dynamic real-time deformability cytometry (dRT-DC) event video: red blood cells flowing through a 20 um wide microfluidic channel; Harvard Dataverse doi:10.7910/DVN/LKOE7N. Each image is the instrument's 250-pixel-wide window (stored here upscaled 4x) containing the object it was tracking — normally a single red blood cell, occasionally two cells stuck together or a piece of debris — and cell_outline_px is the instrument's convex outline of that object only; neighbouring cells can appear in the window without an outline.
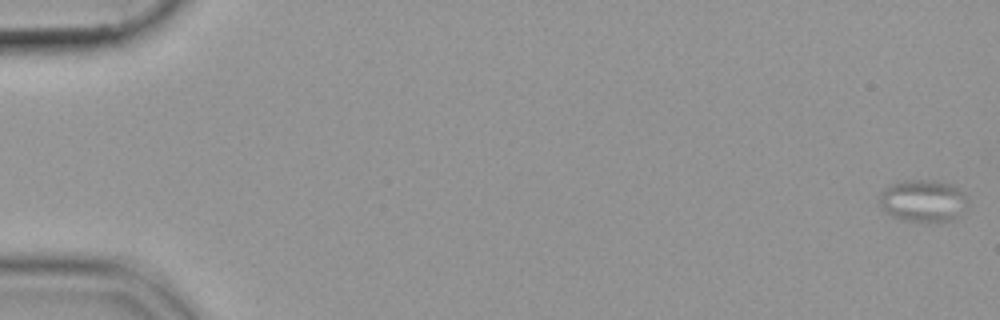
{"species": "common noctule bat (a hibernating species)", "species_latin": "Nyctalus noctula", "temperature_condition": "cold", "stored_images_in_passage": 59, "segment_of_instrument_passage": [1, 2], "camera_frame_rate_fps": 3000, "um_per_image_px": 0.085, "animal": {"sex": "female", "body_mass_g": 19.9}, "frame": {"image": 1, "passage_image": 1, "time_ms": 0.0, "image_size_px": [1000, 320], "cell_outline_px": [[968, 204], [956, 216], [948, 220], [908, 220], [892, 216], [880, 204], [880, 192], [888, 184], [900, 180], [936, 180], [952, 184], [964, 192], [968, 200]], "centroid_in_image_um": [78.45, 17.0], "position_along_channel_um": 6.5, "area_um2": 21.33}}
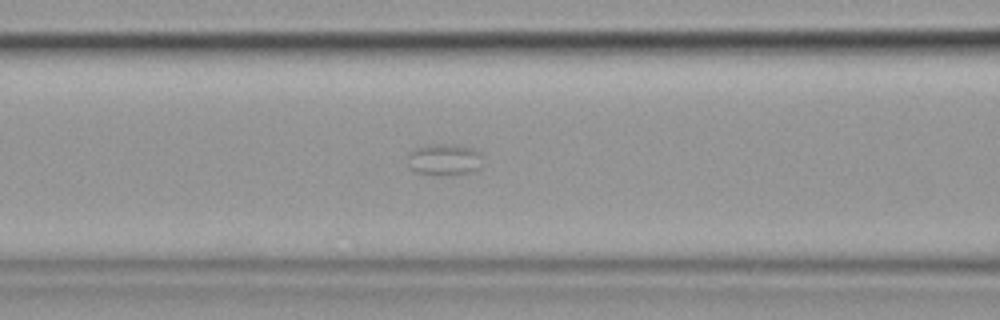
{"frame": {"image": 2, "passage_image": 25, "time_ms": 8.0, "image_size_px": [1000, 320], "cell_outline_px": [[480, 168], [472, 172], [440, 176], [416, 172], [408, 164], [408, 152], [416, 148], [428, 144], [452, 144], [472, 148], [480, 152]], "centroid_in_image_um": [37.74, 13.56], "position_along_channel_um": 128.9, "area_um2": 13.87}}
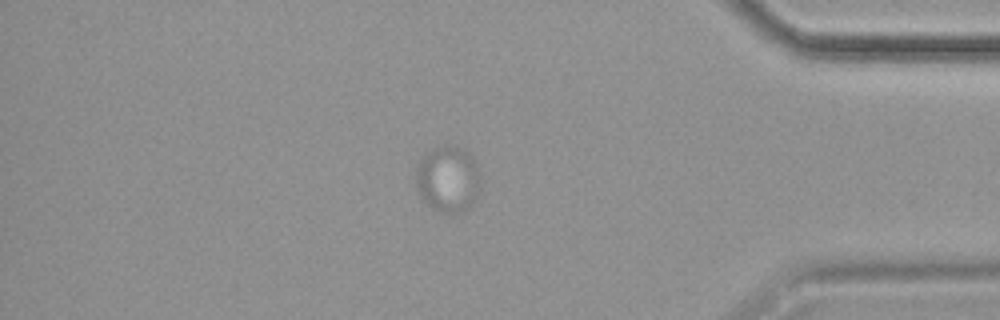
{"frame": {"image": 3, "passage_image": 50, "time_ms": 16.333, "image_size_px": [1000, 320], "cell_outline_px": [[480, 188], [472, 204], [464, 212], [452, 216], [440, 212], [432, 208], [424, 200], [416, 188], [416, 176], [420, 160], [424, 156], [436, 148], [444, 144], [456, 144], [472, 156], [476, 164], [480, 176]], "centroid_in_image_um": [38.11, 15.25], "position_along_channel_um": 397.1, "area_um2": 25.2}}